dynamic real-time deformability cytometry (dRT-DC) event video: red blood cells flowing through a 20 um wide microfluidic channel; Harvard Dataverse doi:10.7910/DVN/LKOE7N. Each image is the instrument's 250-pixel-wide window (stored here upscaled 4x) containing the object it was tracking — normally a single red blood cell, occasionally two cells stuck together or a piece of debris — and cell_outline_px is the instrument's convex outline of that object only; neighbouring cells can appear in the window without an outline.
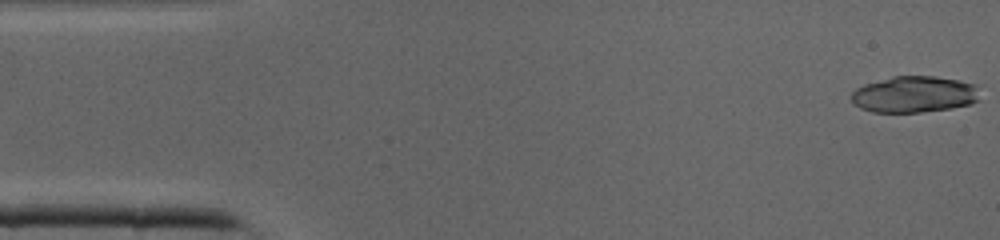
{"species": "common noctule bat (a hibernating species)", "species_latin": "Nyctalus noctula", "temperature_condition": "cold", "stored_images_in_passage": 40, "camera_frame_rate_fps": 3000, "um_per_image_px": 0.085, "animal": {"sex": "male", "body_mass_g": 19.0, "forearm_length_mm": 50.8}, "frame": {"image": 1, "passage_image": 1, "time_ms": 0.0, "image_size_px": [1000, 240], "cell_outline_px": [[980, 100], [972, 104], [952, 108], [920, 112], [872, 112], [860, 108], [852, 100], [852, 92], [856, 88], [864, 84], [892, 76], [936, 76], [960, 80], [976, 84]], "centroid_in_image_um": [77.75, 8.01], "position_along_channel_um": 7.3, "area_um2": 27.46}}
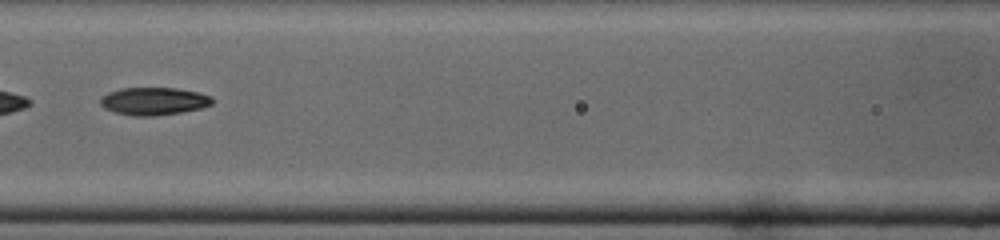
{"frame": {"image": 2, "passage_image": 18, "time_ms": 5.667, "image_size_px": [1000, 240], "cell_outline_px": [[212, 104], [200, 108], [180, 112], [152, 116], [132, 116], [116, 112], [104, 108], [100, 104], [100, 96], [108, 92], [120, 88], [176, 88], [196, 92], [212, 96]], "centroid_in_image_um": [13.02, 8.59], "position_along_channel_um": 153.6, "area_um2": 17.98}}
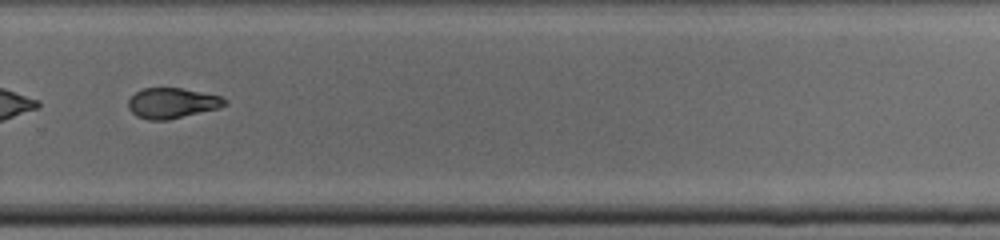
{"frame": {"image": 3, "passage_image": 28, "time_ms": 9.0, "image_size_px": [1000, 240], "cell_outline_px": [[228, 104], [220, 108], [168, 120], [148, 120], [136, 116], [128, 108], [128, 100], [136, 92], [144, 88], [180, 88], [220, 96], [228, 100]], "centroid_in_image_um": [14.64, 8.77], "position_along_channel_um": 315.2, "area_um2": 17.11}}